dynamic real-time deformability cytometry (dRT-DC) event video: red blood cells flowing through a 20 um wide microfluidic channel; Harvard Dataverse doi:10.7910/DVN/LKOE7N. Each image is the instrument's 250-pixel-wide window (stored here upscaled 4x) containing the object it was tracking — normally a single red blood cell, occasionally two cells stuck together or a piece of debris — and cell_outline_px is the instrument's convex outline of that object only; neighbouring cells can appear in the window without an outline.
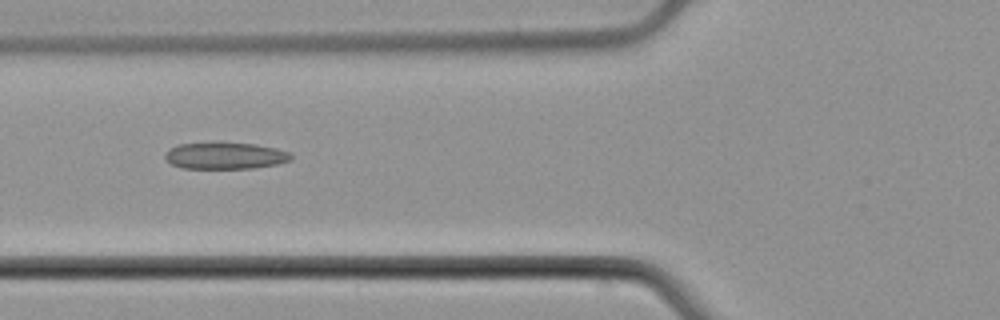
{"species": "common noctule bat (a hibernating species)", "species_latin": "Nyctalus noctula", "temperature_condition": "cold", "stored_images_in_passage": 7, "camera_frame_rate_fps": 3000, "um_per_image_px": 0.085, "animal": {"sex": "male", "body_mass_g": 21.5, "forearm_length_mm": 52.0}, "frame": {"image": 1, "passage_image": 6, "time_ms": 6.0, "image_size_px": [1000, 320], "cell_outline_px": [[292, 160], [276, 164], [252, 168], [184, 168], [172, 164], [164, 156], [176, 144], [216, 140], [220, 140], [256, 144], [276, 148], [288, 152], [292, 156]], "centroid_in_image_um": [19.14, 13.19], "position_along_channel_um": 106.7, "area_um2": 20.11}}
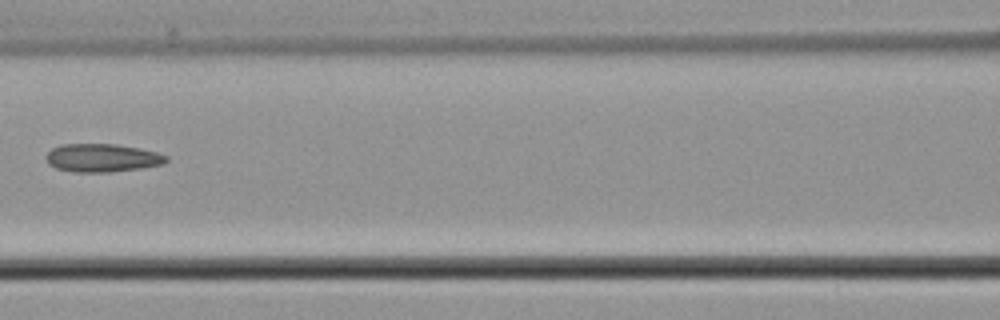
{"frame": {"image": 2, "passage_image": 7, "time_ms": 7.333, "image_size_px": [1000, 320], "cell_outline_px": [[168, 160], [164, 164], [140, 168], [108, 172], [72, 172], [56, 168], [48, 164], [44, 156], [52, 148], [60, 144], [116, 144], [140, 148], [156, 152], [168, 156]], "centroid_in_image_um": [8.66, 13.41], "position_along_channel_um": 157.9, "area_um2": 19.88}}